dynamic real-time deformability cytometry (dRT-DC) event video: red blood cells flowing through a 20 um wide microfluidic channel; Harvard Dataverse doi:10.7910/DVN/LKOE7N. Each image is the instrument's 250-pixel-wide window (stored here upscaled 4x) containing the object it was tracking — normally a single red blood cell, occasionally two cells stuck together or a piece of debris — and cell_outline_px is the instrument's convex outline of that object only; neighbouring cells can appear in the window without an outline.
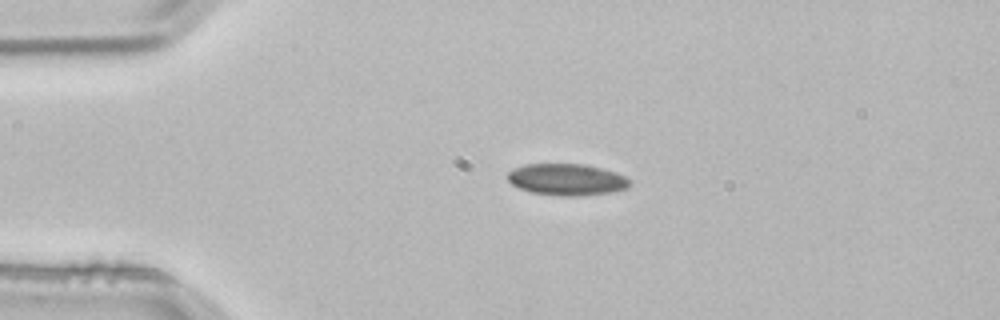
{"species": "common noctule bat (a hibernating species)", "species_latin": "Nyctalus noctula", "temperature_condition": "room temperature", "stored_images_in_passage": 3, "camera_frame_rate_fps": 3000, "um_per_image_px": 0.085, "animal": {"sex": "male", "body_mass_g": 21.5, "forearm_length_mm": 52.0}, "frame": {"image": 1, "passage_image": 2, "time_ms": 0.333, "image_size_px": [1000, 320], "cell_outline_px": [[632, 184], [628, 188], [612, 192], [580, 196], [568, 196], [532, 192], [520, 188], [512, 184], [508, 180], [508, 172], [524, 164], [584, 164], [616, 172], [624, 176]], "centroid_in_image_um": [48.21, 15.26], "position_along_channel_um": 36.8, "area_um2": 22.31}}